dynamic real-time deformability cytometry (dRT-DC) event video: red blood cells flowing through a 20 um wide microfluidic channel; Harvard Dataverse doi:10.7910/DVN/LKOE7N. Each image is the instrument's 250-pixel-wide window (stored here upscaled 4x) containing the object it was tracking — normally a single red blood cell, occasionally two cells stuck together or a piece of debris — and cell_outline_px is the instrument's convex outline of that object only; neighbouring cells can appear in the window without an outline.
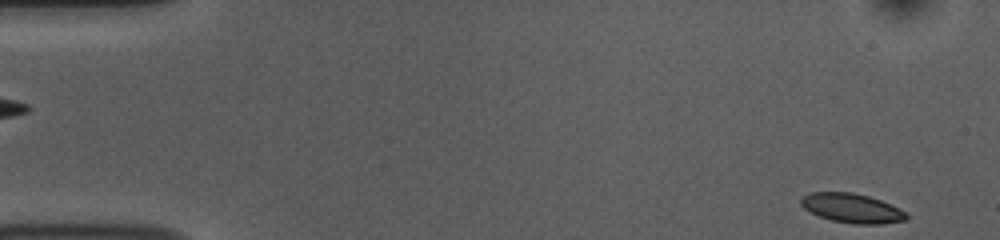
{"species": "common noctule bat (a hibernating species)", "species_latin": "Nyctalus noctula", "temperature_condition": "room temperature", "stored_images_in_passage": 1, "camera_frame_rate_fps": 3000, "um_per_image_px": 0.085, "animal": {"sex": "female", "body_mass_g": 10.0, "forearm_length_mm": 53.1}, "frame": {"image": 1, "passage_image": 1, "time_ms": 0.0, "image_size_px": [1000, 240], "cell_outline_px": [[908, 216], [904, 220], [880, 224], [852, 224], [832, 220], [820, 216], [804, 208], [800, 204], [800, 200], [804, 196], [812, 192], [852, 192], [868, 196], [880, 200], [904, 212]], "centroid_in_image_um": [72.37, 17.69], "position_along_channel_um": 12.6, "area_um2": 17.63}}